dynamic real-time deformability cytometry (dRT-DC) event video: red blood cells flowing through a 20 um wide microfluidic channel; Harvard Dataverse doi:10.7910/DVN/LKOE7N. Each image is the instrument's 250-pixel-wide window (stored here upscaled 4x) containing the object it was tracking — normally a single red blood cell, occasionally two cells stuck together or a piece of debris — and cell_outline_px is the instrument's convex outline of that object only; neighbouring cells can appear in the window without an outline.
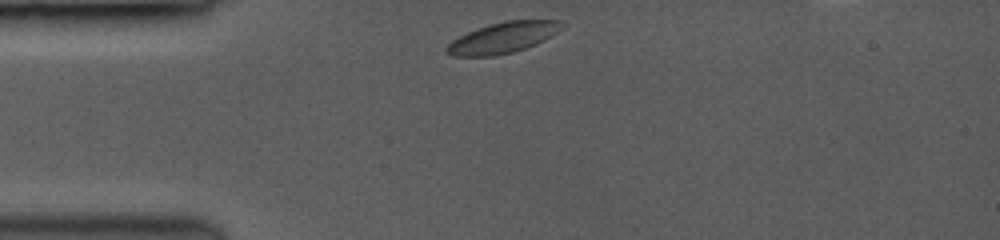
{"species": "common noctule bat (a hibernating species)", "species_latin": "Nyctalus noctula", "temperature_condition": "room temperature", "stored_images_in_passage": 13, "camera_frame_rate_fps": 3500, "um_per_image_px": 0.085, "animal": {"sex": "female", "body_mass_g": 19.0, "forearm_length_mm": 53.3}, "frame": {"image": 1, "passage_image": 1, "time_ms": 0.0, "image_size_px": [1000, 240], "cell_outline_px": [[560, 20], [556, 32], [544, 40], [536, 44], [512, 52], [492, 56], [452, 56], [444, 48], [452, 40], [476, 28], [488, 24], [504, 20]], "centroid_in_image_um": [42.67, 3.2], "position_along_channel_um": 42.3, "area_um2": 20.29}}
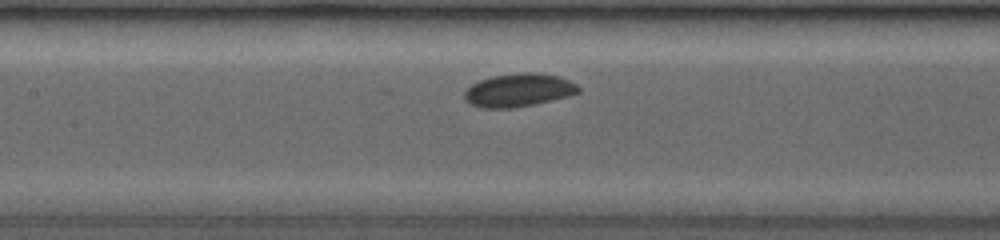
{"frame": {"image": 2, "passage_image": 8, "time_ms": 3.714, "image_size_px": [1000, 240], "cell_outline_px": [[580, 92], [532, 104], [508, 108], [484, 108], [472, 104], [464, 96], [464, 92], [472, 84], [480, 80], [492, 76], [520, 72], [536, 72], [556, 76], [568, 80], [576, 84], [580, 88]], "centroid_in_image_um": [44.06, 7.64], "position_along_channel_um": 163.3, "area_um2": 21.5}}
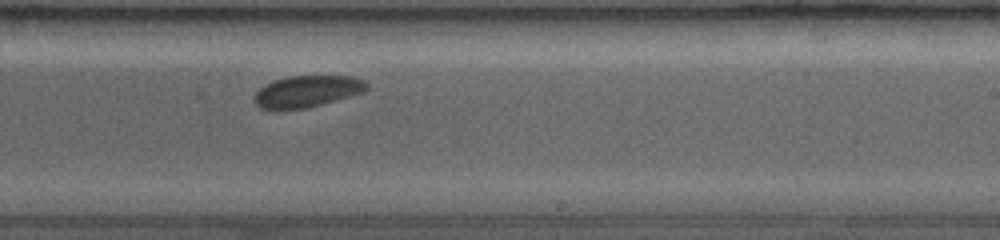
{"frame": {"image": 3, "passage_image": 13, "time_ms": 6.286, "image_size_px": [1000, 240], "cell_outline_px": [[368, 88], [364, 92], [320, 104], [304, 108], [260, 108], [256, 104], [256, 92], [264, 84], [272, 80], [288, 76], [352, 76], [364, 80], [368, 84]], "centroid_in_image_um": [26.13, 7.73], "position_along_channel_um": 262.9, "area_um2": 20.29}}